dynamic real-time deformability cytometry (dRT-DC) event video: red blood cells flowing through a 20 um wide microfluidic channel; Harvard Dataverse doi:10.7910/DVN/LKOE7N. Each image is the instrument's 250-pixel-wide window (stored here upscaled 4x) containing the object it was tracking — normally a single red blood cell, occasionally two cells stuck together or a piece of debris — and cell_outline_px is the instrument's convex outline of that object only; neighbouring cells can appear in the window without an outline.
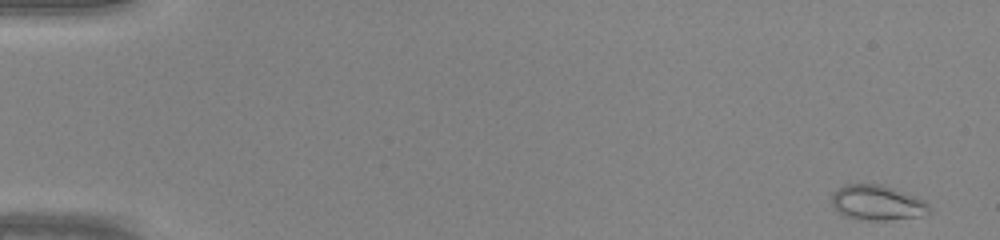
{"species": "common noctule bat (a hibernating species)", "species_latin": "Nyctalus noctula", "temperature_condition": "warm", "stored_images_in_passage": 45, "camera_frame_rate_fps": 3000, "um_per_image_px": 0.085, "animal": {"sex": "male", "body_mass_g": 20.0, "forearm_length_mm": 53.3}, "frame": {"image": 1, "passage_image": 1, "time_ms": 0.0, "image_size_px": [1000, 240], "cell_outline_px": [[928, 212], [916, 216], [884, 220], [860, 220], [844, 216], [836, 212], [832, 204], [832, 192], [848, 184], [880, 184], [924, 200], [928, 204]], "centroid_in_image_um": [74.47, 17.24], "position_along_channel_um": 10.5, "area_um2": 19.54}}
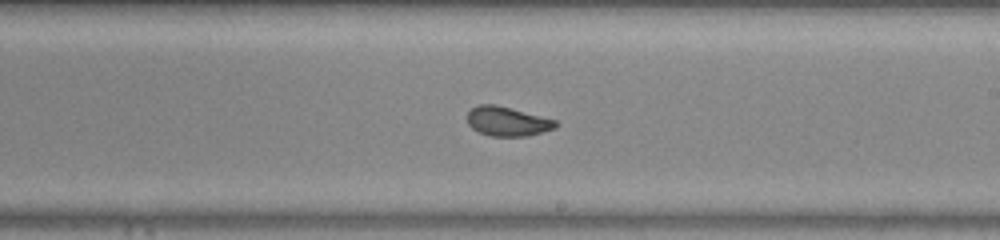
{"frame": {"image": 2, "passage_image": 27, "time_ms": 8.667, "image_size_px": [1000, 240], "cell_outline_px": [[556, 128], [528, 136], [488, 136], [472, 128], [468, 124], [468, 112], [472, 108], [480, 104], [492, 104], [556, 120]], "centroid_in_image_um": [43.11, 10.33], "position_along_channel_um": 245.9, "area_um2": 14.8}}
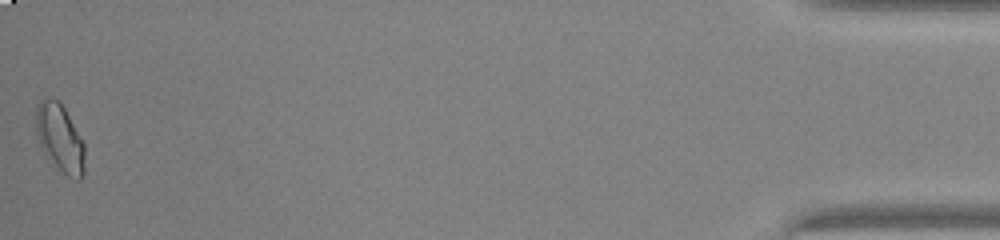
{"frame": {"image": 3, "passage_image": 45, "time_ms": 14.667, "image_size_px": [1000, 240], "cell_outline_px": [[84, 176], [80, 180], [76, 180], [68, 176], [44, 152], [40, 144], [36, 132], [36, 108], [40, 100], [60, 100], [84, 144]], "centroid_in_image_um": [5.11, 11.74], "position_along_channel_um": 430.1, "area_um2": 18.73}}